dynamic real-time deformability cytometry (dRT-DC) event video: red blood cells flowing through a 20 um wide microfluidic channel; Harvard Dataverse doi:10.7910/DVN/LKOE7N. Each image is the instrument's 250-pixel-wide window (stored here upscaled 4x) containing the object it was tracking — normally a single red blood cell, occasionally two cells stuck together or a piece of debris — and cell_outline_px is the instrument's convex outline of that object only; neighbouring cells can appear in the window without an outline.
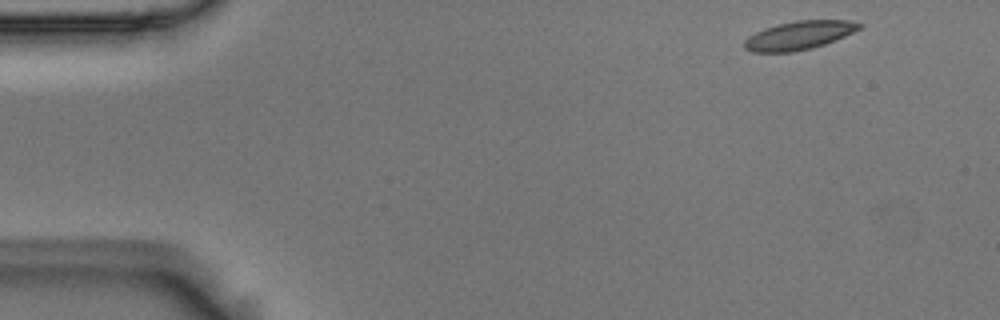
{"species": "Egyptian fruit bat (a non-hibernating species)", "species_latin": "Rousettus aegyptiacus", "temperature_condition": "room temperature", "stored_images_in_passage": 11, "camera_frame_rate_fps": 3000, "um_per_image_px": 0.085, "animal": {"sex": "male"}, "frame": {"image": 1, "passage_image": 1, "time_ms": 0.0, "image_size_px": [1000, 320], "cell_outline_px": [[864, 24], [860, 28], [844, 36], [824, 44], [812, 48], [792, 52], [752, 52], [744, 48], [744, 40], [748, 36], [764, 28], [796, 20], [848, 20]], "centroid_in_image_um": [67.9, 3.0], "position_along_channel_um": 17.1, "area_um2": 18.96}}